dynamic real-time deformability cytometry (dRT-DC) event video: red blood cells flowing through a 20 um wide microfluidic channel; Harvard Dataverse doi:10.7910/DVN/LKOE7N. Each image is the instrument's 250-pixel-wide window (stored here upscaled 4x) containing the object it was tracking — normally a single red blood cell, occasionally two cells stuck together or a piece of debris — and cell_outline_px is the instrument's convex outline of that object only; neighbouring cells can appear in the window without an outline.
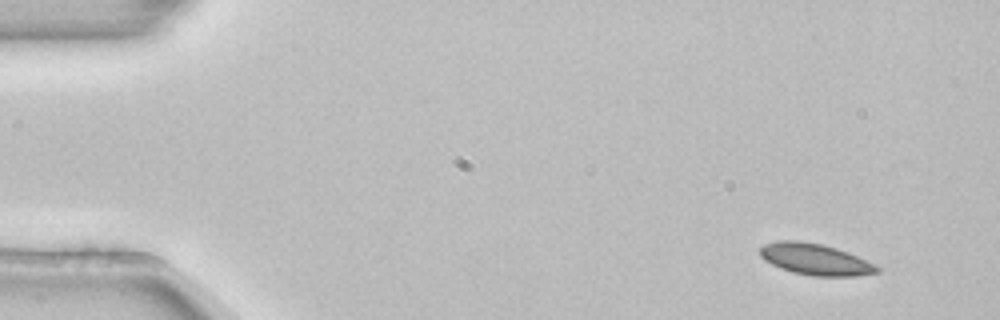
{"species": "common noctule bat (a hibernating species)", "species_latin": "Nyctalus noctula", "temperature_condition": "room temperature", "stored_images_in_passage": 4, "camera_frame_rate_fps": 3000, "um_per_image_px": 0.085, "animal": {"sex": "female", "body_mass_g": 22.7, "forearm_length_mm": 54.2}, "frame": {"image": 1, "passage_image": 1, "time_ms": 0.0, "image_size_px": [1000, 320], "cell_outline_px": [[880, 272], [856, 276], [812, 276], [792, 272], [780, 268], [764, 260], [760, 256], [760, 248], [764, 244], [776, 240], [800, 240], [824, 244], [848, 252], [880, 268]], "centroid_in_image_um": [69.25, 22.03], "position_along_channel_um": 15.8, "area_um2": 21.44}}
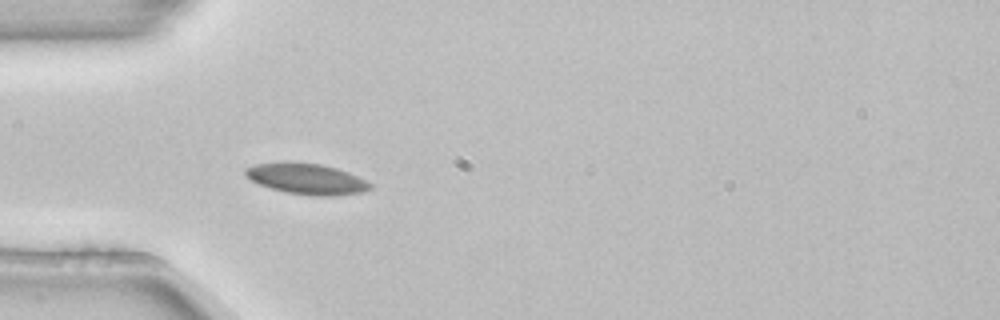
{"frame": {"image": 2, "passage_image": 4, "time_ms": 1.0, "image_size_px": [1000, 320], "cell_outline_px": [[372, 188], [360, 192], [332, 196], [316, 196], [284, 192], [260, 184], [252, 180], [244, 172], [244, 168], [256, 164], [320, 164], [336, 168], [348, 172], [372, 184]], "centroid_in_image_um": [26.1, 15.24], "position_along_channel_um": 58.9, "area_um2": 21.5}}